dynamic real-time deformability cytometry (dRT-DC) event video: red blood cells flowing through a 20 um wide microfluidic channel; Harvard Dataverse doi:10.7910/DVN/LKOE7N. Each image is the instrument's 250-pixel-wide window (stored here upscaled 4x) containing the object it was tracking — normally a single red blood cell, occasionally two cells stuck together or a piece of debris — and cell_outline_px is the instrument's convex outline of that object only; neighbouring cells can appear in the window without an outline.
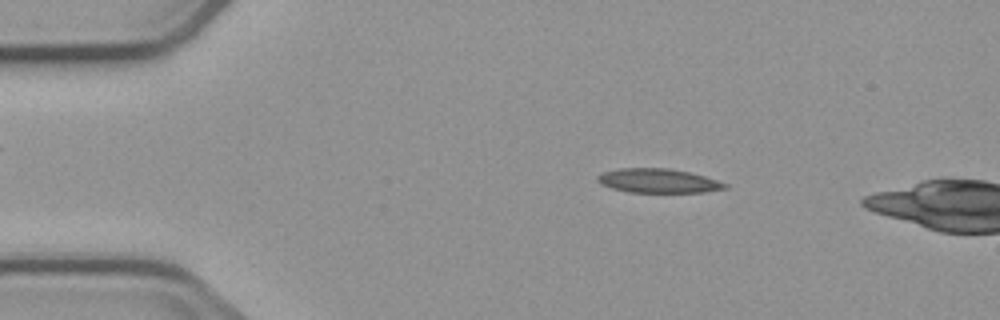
{"species": "common noctule bat (a hibernating species)", "species_latin": "Nyctalus noctula", "temperature_condition": "cold", "stored_images_in_passage": 8, "camera_frame_rate_fps": 3000, "um_per_image_px": 0.085, "animal": {"sex": "male", "body_mass_g": 23.1, "forearm_length_mm": 52.7}, "frame": {"image": 1, "passage_image": 2, "time_ms": 1.333, "image_size_px": [1000, 320], "cell_outline_px": [[728, 188], [704, 192], [628, 192], [612, 188], [600, 184], [596, 180], [596, 176], [604, 172], [620, 168], [672, 168], [704, 176], [728, 184]], "centroid_in_image_um": [55.93, 15.36], "position_along_channel_um": 29.1, "area_um2": 17.92}}
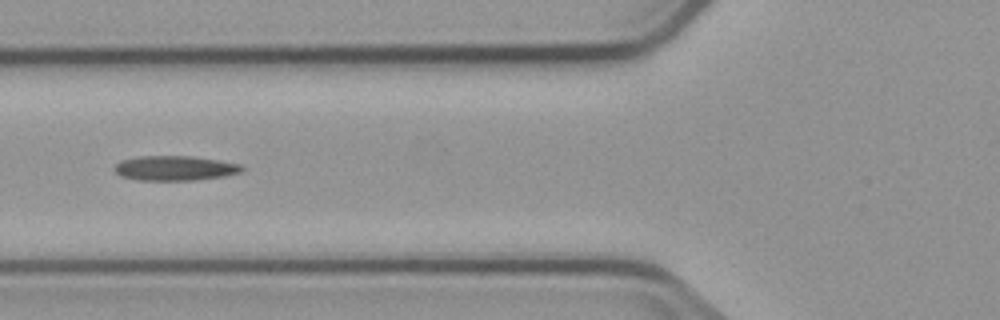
{"frame": {"image": 2, "passage_image": 5, "time_ms": 5.0, "image_size_px": [1000, 320], "cell_outline_px": [[244, 168], [240, 172], [224, 176], [192, 180], [140, 180], [120, 176], [112, 168], [120, 160], [140, 156], [192, 156], [240, 164]], "centroid_in_image_um": [14.82, 14.29], "position_along_channel_um": 111.0, "area_um2": 18.26}}
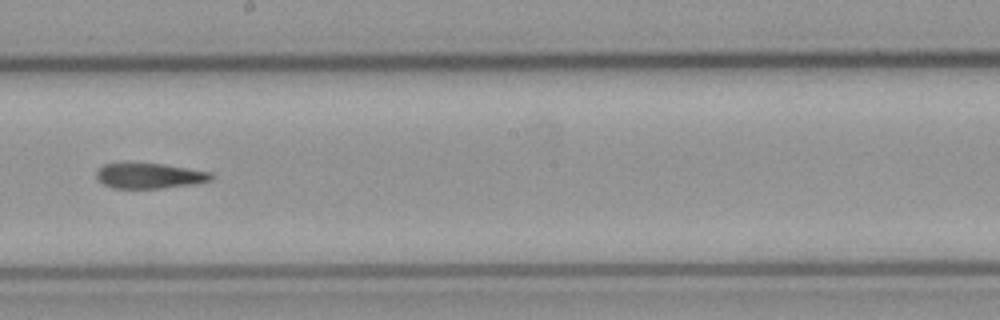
{"frame": {"image": 3, "passage_image": 8, "time_ms": 8.333, "image_size_px": [1000, 320], "cell_outline_px": [[216, 176], [212, 180], [192, 184], [160, 188], [112, 188], [104, 184], [96, 176], [96, 172], [104, 164], [160, 164], [212, 172]], "centroid_in_image_um": [12.75, 14.95], "position_along_channel_um": 235.4, "area_um2": 16.59}}